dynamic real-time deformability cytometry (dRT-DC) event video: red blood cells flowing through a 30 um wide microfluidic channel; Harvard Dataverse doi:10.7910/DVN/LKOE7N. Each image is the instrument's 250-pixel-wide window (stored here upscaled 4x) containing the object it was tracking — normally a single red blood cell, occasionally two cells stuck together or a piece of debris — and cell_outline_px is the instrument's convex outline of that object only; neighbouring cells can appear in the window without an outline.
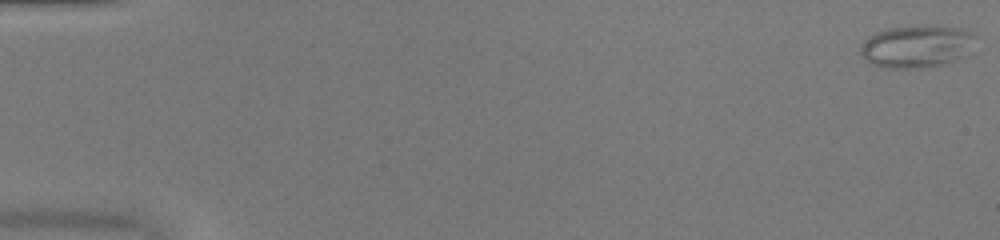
{"species": "common noctule bat (a hibernating species)", "species_latin": "Nyctalus noctula", "temperature_condition": "warm", "stored_images_in_passage": 52, "camera_frame_rate_fps": 3000, "um_per_image_px": 0.085, "animal": {"sex": "female", "body_mass_g": 20.0, "forearm_length_mm": 54.0}, "frame": {"image": 1, "passage_image": 1, "time_ms": 0.0, "image_size_px": [1000, 240], "cell_outline_px": [[980, 36], [968, 56], [944, 64], [924, 68], [880, 68], [864, 60], [860, 52], [860, 44], [864, 40], [876, 32], [888, 28], [960, 28], [972, 32]], "centroid_in_image_um": [77.96, 4.0], "position_along_channel_um": 7.0, "area_um2": 28.5}}
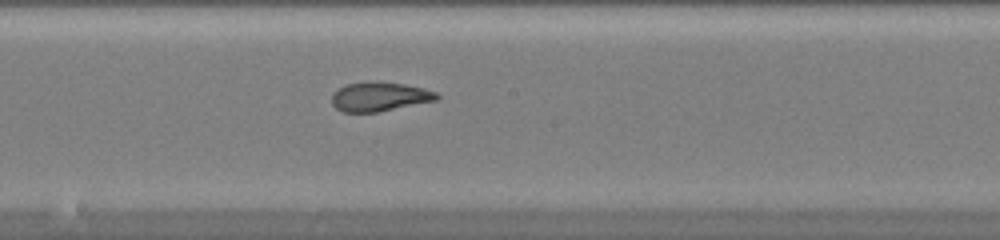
{"frame": {"image": 2, "passage_image": 29, "time_ms": 9.333, "image_size_px": [1000, 240], "cell_outline_px": [[440, 100], [376, 112], [344, 112], [336, 108], [332, 104], [332, 92], [344, 84], [368, 80], [376, 80], [404, 84], [424, 88], [436, 92], [440, 96]], "centroid_in_image_um": [32.26, 8.19], "position_along_channel_um": 215.9, "area_um2": 18.32}}
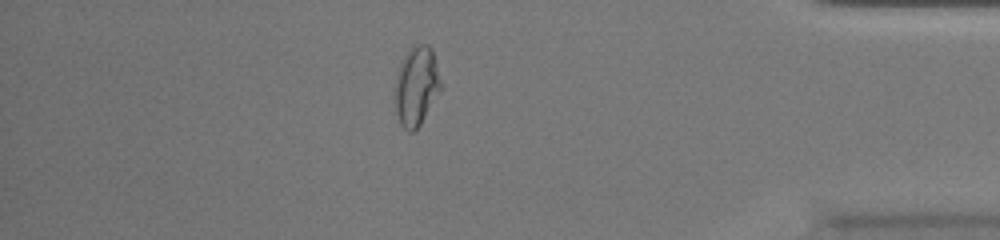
{"frame": {"image": 3, "passage_image": 45, "time_ms": 14.667, "image_size_px": [1000, 240], "cell_outline_px": [[440, 88], [420, 124], [412, 132], [408, 132], [400, 124], [396, 112], [396, 76], [400, 64], [404, 56], [416, 44], [428, 44], [432, 48], [440, 80]], "centroid_in_image_um": [35.38, 7.3], "position_along_channel_um": 399.8, "area_um2": 20.4}, "authors_computed_cell_mechanics": {"area_um2": 20.4901, "velocity_mm_per_s": 4.0576, "shape_relaxation_time_tau1_ms": null, "shape_relaxation_time_tau2_ms": 1.1896, "deformation_change_tau1": null, "deformation_change_tau2": 0.0803}}